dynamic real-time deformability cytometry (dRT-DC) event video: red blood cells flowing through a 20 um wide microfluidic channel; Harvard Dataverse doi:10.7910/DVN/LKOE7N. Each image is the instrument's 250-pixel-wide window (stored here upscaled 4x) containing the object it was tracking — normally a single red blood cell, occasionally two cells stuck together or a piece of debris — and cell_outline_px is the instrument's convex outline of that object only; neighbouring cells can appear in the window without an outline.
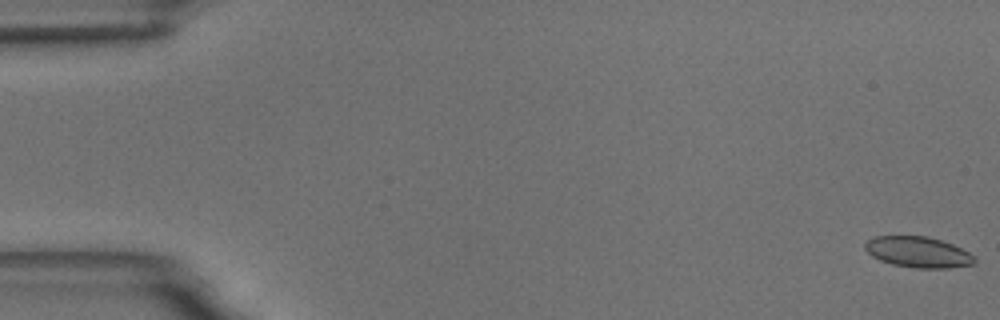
{"species": "common noctule bat (a hibernating species)", "species_latin": "Nyctalus noctula", "temperature_condition": "room temperature", "stored_images_in_passage": 58, "camera_frame_rate_fps": 3000, "um_per_image_px": 0.085, "animal": {"sex": "male", "body_mass_g": 18.8}, "frame": {"image": 1, "passage_image": 1, "time_ms": 0.0, "image_size_px": [1000, 320], "cell_outline_px": [[976, 260], [972, 264], [948, 268], [916, 268], [892, 264], [880, 260], [872, 256], [864, 248], [864, 244], [872, 236], [928, 236], [952, 244], [968, 252]], "centroid_in_image_um": [77.99, 21.42], "position_along_channel_um": 7.0, "area_um2": 19.54}}
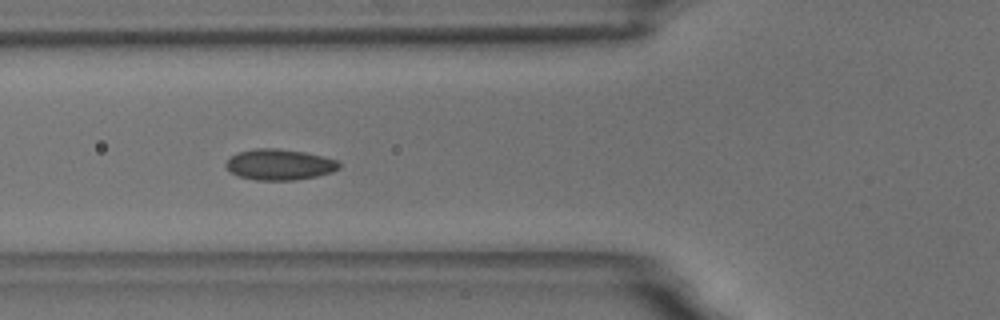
{"frame": {"image": 2, "passage_image": 22, "time_ms": 7.0, "image_size_px": [1000, 320], "cell_outline_px": [[340, 168], [332, 172], [316, 176], [296, 180], [256, 180], [240, 176], [232, 172], [224, 164], [236, 152], [256, 148], [276, 148], [304, 152], [324, 156], [336, 160], [340, 164]], "centroid_in_image_um": [23.77, 13.98], "position_along_channel_um": 102.0, "area_um2": 20.29}}
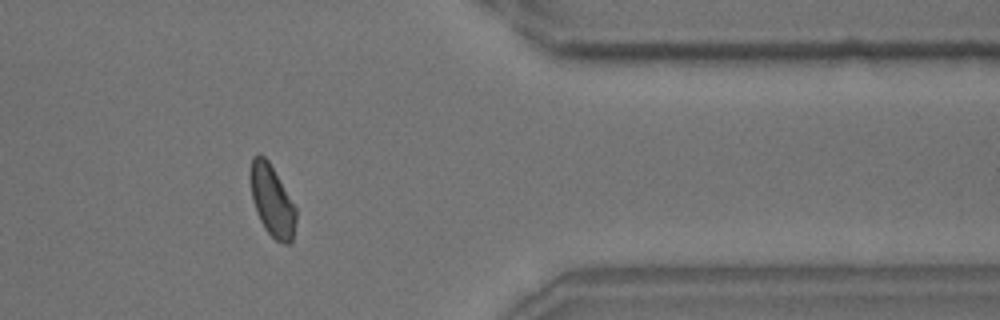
{"frame": {"image": 3, "passage_image": 48, "time_ms": 15.667, "image_size_px": [1000, 320], "cell_outline_px": [[296, 220], [292, 240], [288, 244], [284, 244], [276, 240], [264, 228], [256, 212], [252, 200], [248, 176], [248, 172], [252, 156], [256, 152], [260, 152], [268, 160], [296, 208]], "centroid_in_image_um": [23.07, 17.0], "position_along_channel_um": 388.3, "area_um2": 19.25}, "authors_computed_cell_mechanics": {"area_um2": 19.5653, "velocity_mm_per_s": 3.5076, "shape_relaxation_time_tau1_ms": 4.2892, "shape_relaxation_time_tau2_ms": 1.5659, "deformation_change_tau1": 0.0725, "deformation_change_tau2": 0.0642}}